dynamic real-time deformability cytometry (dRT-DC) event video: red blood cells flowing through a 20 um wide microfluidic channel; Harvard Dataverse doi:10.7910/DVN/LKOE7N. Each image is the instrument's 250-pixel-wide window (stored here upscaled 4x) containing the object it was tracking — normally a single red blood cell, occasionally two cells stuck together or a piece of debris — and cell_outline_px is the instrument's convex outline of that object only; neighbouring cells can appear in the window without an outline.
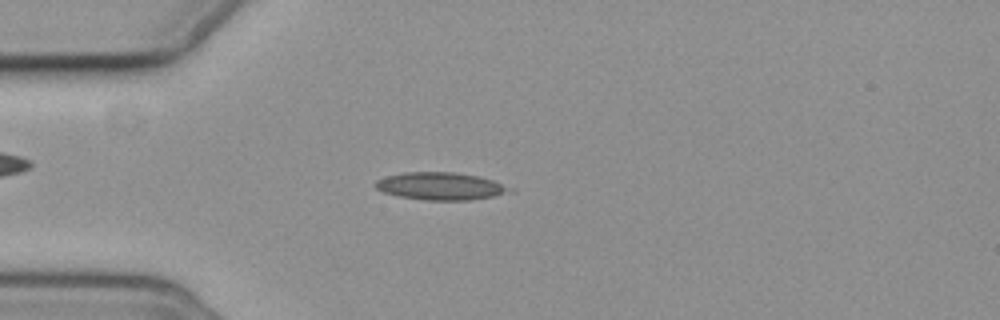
{"species": "common noctule bat (a hibernating species)", "species_latin": "Nyctalus noctula", "temperature_condition": "cold", "stored_images_in_passage": 5, "camera_frame_rate_fps": 3000, "um_per_image_px": 0.085, "animal": {"sex": "female", "body_mass_g": 19.3, "forearm_length_mm": 54.1}, "frame": {"image": 1, "passage_image": 3, "time_ms": 2.333, "image_size_px": [1000, 320], "cell_outline_px": [[516, 192], [468, 200], [424, 200], [400, 196], [384, 192], [376, 188], [376, 180], [388, 176], [404, 172], [456, 172], [480, 176], [516, 188]], "centroid_in_image_um": [37.54, 15.82], "position_along_channel_um": 47.5, "area_um2": 21.62}}
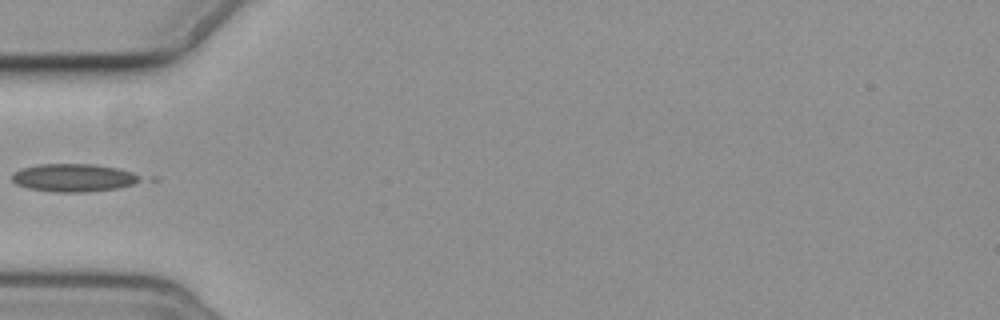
{"frame": {"image": 2, "passage_image": 4, "time_ms": 3.667, "image_size_px": [1000, 320], "cell_outline_px": [[160, 180], [120, 188], [84, 192], [52, 192], [28, 188], [16, 184], [12, 180], [12, 176], [20, 168], [40, 164], [92, 164], [116, 168], [160, 176]], "centroid_in_image_um": [6.66, 15.11], "position_along_channel_um": 78.3, "area_um2": 22.31}}
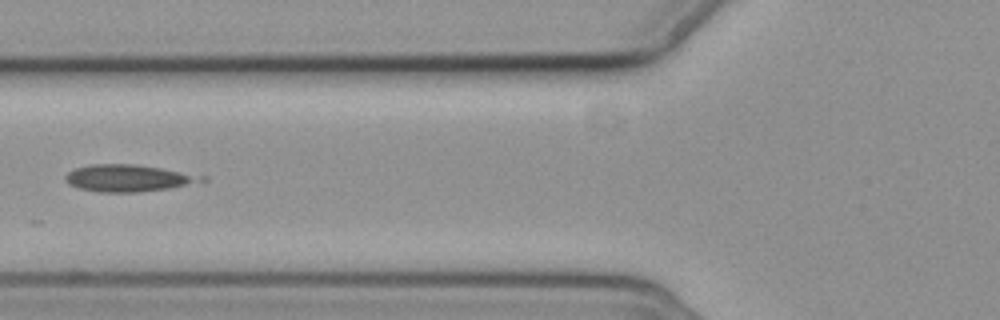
{"frame": {"image": 3, "passage_image": 5, "time_ms": 4.667, "image_size_px": [1000, 320], "cell_outline_px": [[208, 180], [204, 184], [136, 192], [100, 192], [80, 188], [68, 184], [64, 180], [64, 176], [68, 172], [76, 168], [92, 164], [136, 164], [208, 176]], "centroid_in_image_um": [11.03, 15.14], "position_along_channel_um": 114.8, "area_um2": 21.79}}